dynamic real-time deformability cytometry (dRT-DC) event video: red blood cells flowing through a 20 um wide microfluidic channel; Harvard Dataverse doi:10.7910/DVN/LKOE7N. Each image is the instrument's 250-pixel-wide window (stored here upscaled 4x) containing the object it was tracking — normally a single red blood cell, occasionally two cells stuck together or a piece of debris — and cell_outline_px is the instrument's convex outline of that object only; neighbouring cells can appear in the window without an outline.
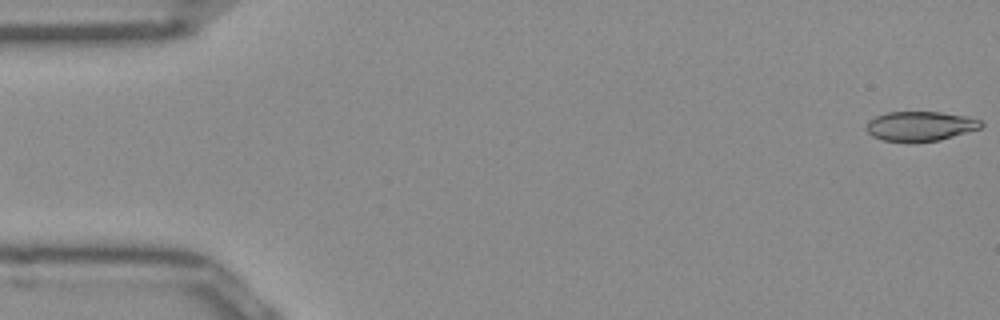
{"species": "Egyptian fruit bat (a non-hibernating species)", "species_latin": "Rousettus aegyptiacus", "temperature_condition": "room temperature", "stored_images_in_passage": 48, "camera_frame_rate_fps": 3000, "um_per_image_px": 0.085, "frame": {"image": 1, "passage_image": 1, "time_ms": 0.0, "image_size_px": [1000, 320], "cell_outline_px": [[984, 124], [980, 128], [940, 140], [912, 144], [884, 140], [872, 136], [864, 128], [868, 120], [876, 116], [888, 112], [940, 112], [968, 116], [980, 120]], "centroid_in_image_um": [78.19, 10.74], "position_along_channel_um": 6.8, "area_um2": 20.23}}
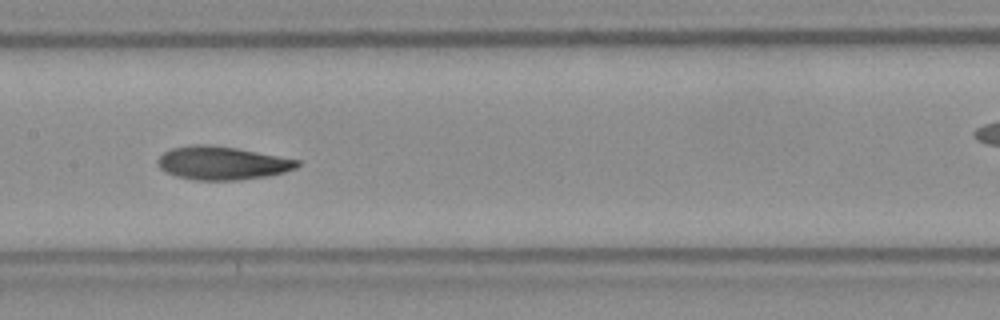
{"frame": {"image": 2, "passage_image": 21, "time_ms": 6.667, "image_size_px": [1000, 320], "cell_outline_px": [[300, 164], [296, 168], [284, 172], [268, 176], [236, 180], [196, 180], [176, 176], [160, 168], [156, 164], [156, 160], [164, 152], [172, 148], [192, 144], [208, 144], [236, 148], [300, 160]], "centroid_in_image_um": [18.87, 13.85], "position_along_channel_um": 188.5, "area_um2": 27.05}}
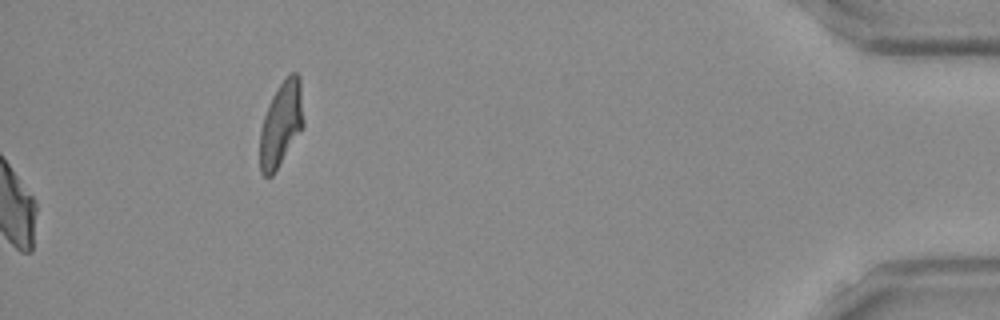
{"frame": {"image": 3, "passage_image": 48, "time_ms": 15.667, "image_size_px": [1000, 320], "cell_outline_px": [[304, 128], [272, 176], [264, 176], [260, 172], [260, 128], [268, 104], [272, 96], [284, 76], [288, 72], [296, 72], [300, 76], [304, 124]], "centroid_in_image_um": [23.91, 10.5], "position_along_channel_um": 411.3, "area_um2": 21.96}, "authors_computed_cell_mechanics": {"area_um2": 26.299, "velocity_mm_per_s": 3.9633, "shape_relaxation_time_tau1_ms": null, "shape_relaxation_time_tau2_ms": 4.6511, "deformation_change_tau1": null, "deformation_change_tau2": 0.1131}}